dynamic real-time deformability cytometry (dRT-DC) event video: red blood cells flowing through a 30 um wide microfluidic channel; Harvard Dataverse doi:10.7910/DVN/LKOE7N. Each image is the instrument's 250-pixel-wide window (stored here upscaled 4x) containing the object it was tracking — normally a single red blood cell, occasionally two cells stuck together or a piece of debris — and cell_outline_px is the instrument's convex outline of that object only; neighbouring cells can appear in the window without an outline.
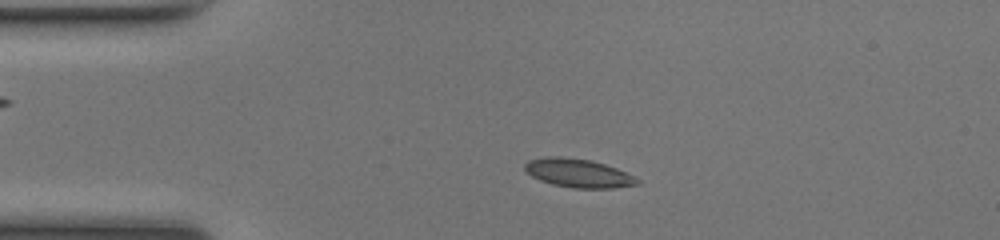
{"species": "common noctule bat (a hibernating species)", "species_latin": "Nyctalus noctula", "temperature_condition": "room temperature", "stored_images_in_passage": 48, "camera_frame_rate_fps": 3000, "um_per_image_px": 0.085, "animal": {"sex": "female", "body_mass_g": 17.0, "forearm_length_mm": 48.0}, "frame": {"image": 1, "passage_image": 9, "time_ms": 2.667, "image_size_px": [1000, 240], "cell_outline_px": [[640, 184], [612, 188], [572, 188], [552, 184], [540, 180], [532, 176], [524, 168], [524, 164], [528, 160], [544, 156], [560, 156], [592, 160], [616, 168], [640, 180]], "centroid_in_image_um": [49.12, 14.71], "position_along_channel_um": 35.9, "area_um2": 18.73}}
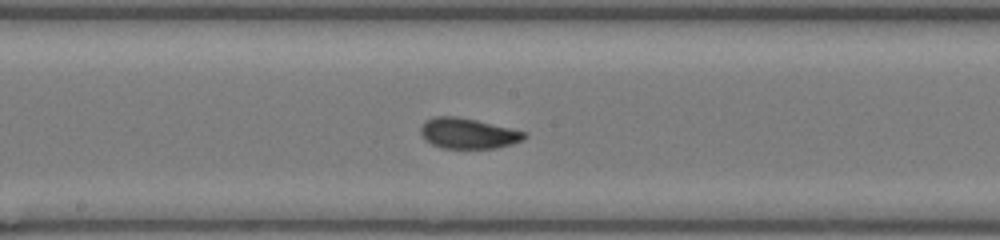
{"frame": {"image": 2, "passage_image": 24, "time_ms": 7.667, "image_size_px": [1000, 240], "cell_outline_px": [[528, 136], [524, 140], [512, 144], [496, 148], [440, 148], [432, 144], [420, 132], [420, 128], [428, 120], [436, 116], [456, 116], [476, 120], [528, 132]], "centroid_in_image_um": [39.86, 11.34], "position_along_channel_um": 208.3, "area_um2": 18.32}}
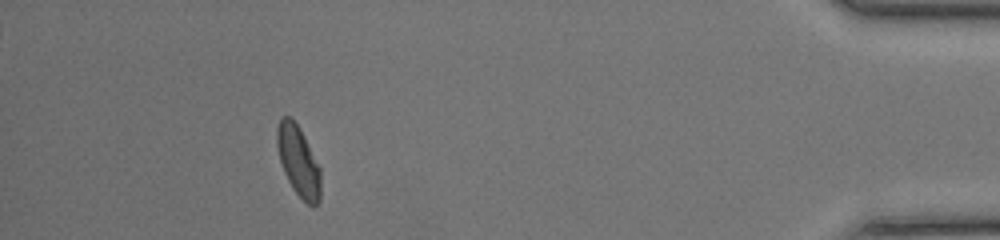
{"frame": {"image": 3, "passage_image": 43, "time_ms": 14.0, "image_size_px": [1000, 240], "cell_outline_px": [[320, 200], [312, 208], [292, 188], [284, 172], [280, 160], [276, 144], [276, 128], [280, 116], [292, 116], [300, 128], [320, 168]], "centroid_in_image_um": [25.34, 13.65], "position_along_channel_um": 409.9, "area_um2": 17.98}, "authors_computed_cell_mechanics": {"area_um2": 17.9758, "velocity_mm_per_s": 4.1849, "shape_relaxation_time_tau1_ms": 5.6458, "shape_relaxation_time_tau2_ms": 0.3753, "deformation_change_tau1": 0.1873, "deformation_change_tau2": 0.0492}}